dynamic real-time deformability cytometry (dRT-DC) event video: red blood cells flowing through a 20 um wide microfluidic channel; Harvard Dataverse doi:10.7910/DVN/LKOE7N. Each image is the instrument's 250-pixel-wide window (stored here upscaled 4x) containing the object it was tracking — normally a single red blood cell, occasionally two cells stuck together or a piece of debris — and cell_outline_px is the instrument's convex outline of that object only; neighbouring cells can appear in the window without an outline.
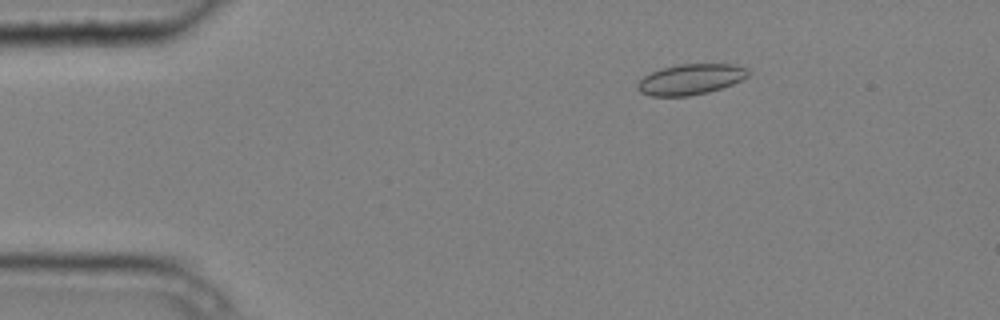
{"species": "common noctule bat (a hibernating species)", "species_latin": "Nyctalus noctula", "temperature_condition": "cold", "stored_images_in_passage": 7, "camera_frame_rate_fps": 3000, "um_per_image_px": 0.085, "animal": {"sex": "male", "body_mass_g": 20.4}, "frame": {"image": 1, "passage_image": 7, "time_ms": 2.0, "image_size_px": [1000, 320], "cell_outline_px": [[748, 76], [732, 84], [708, 92], [688, 96], [652, 96], [640, 92], [636, 88], [636, 84], [644, 76], [660, 68], [680, 64], [732, 64], [748, 68]], "centroid_in_image_um": [58.67, 6.74], "position_along_channel_um": 26.3, "area_um2": 19.65}}